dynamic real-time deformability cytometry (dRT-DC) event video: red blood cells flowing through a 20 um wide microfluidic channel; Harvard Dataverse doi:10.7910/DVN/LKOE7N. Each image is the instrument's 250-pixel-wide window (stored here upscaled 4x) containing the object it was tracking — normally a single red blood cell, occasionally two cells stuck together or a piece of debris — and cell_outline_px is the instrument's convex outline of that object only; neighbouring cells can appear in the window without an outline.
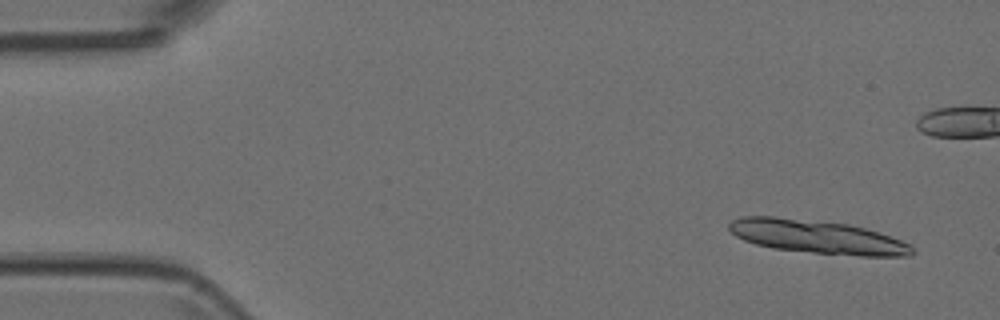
{"species": "Egyptian fruit bat (a non-hibernating species)", "species_latin": "Rousettus aegyptiacus", "temperature_condition": "room temperature", "stored_images_in_passage": 5, "camera_frame_rate_fps": 3000, "um_per_image_px": 0.085, "animal": {"sex": "female"}, "frame": {"image": 1, "passage_image": 1, "time_ms": 0.0, "image_size_px": [1000, 320], "cell_outline_px": [[916, 252], [912, 256], [860, 256], [812, 252], [772, 248], [756, 244], [744, 240], [736, 236], [728, 228], [728, 224], [732, 220], [744, 216], [776, 216], [848, 224], [864, 228], [912, 244], [916, 248]], "centroid_in_image_um": [69.49, 20.13], "position_along_channel_um": 15.5, "area_um2": 35.66}}
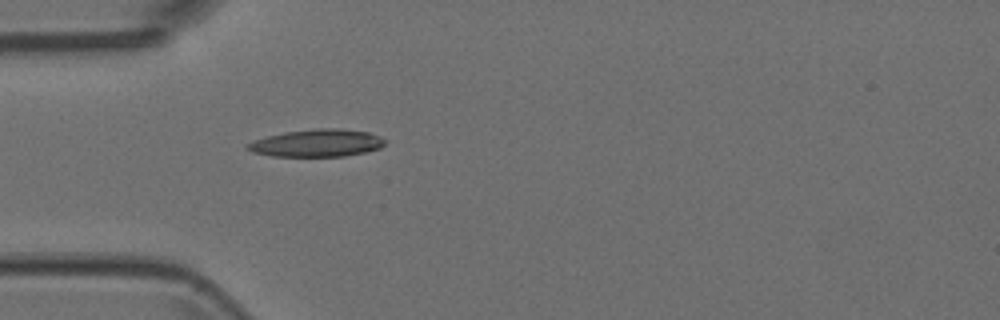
{"frame": {"image": 2, "passage_image": 5, "time_ms": 1.333, "image_size_px": [1000, 320], "cell_outline_px": [[388, 140], [380, 148], [364, 152], [344, 156], [272, 156], [252, 152], [244, 148], [248, 144], [256, 140], [268, 136], [284, 132], [316, 128], [340, 128], [368, 132], [380, 136]], "centroid_in_image_um": [26.97, 12.15], "position_along_channel_um": 58.0, "area_um2": 21.96}}